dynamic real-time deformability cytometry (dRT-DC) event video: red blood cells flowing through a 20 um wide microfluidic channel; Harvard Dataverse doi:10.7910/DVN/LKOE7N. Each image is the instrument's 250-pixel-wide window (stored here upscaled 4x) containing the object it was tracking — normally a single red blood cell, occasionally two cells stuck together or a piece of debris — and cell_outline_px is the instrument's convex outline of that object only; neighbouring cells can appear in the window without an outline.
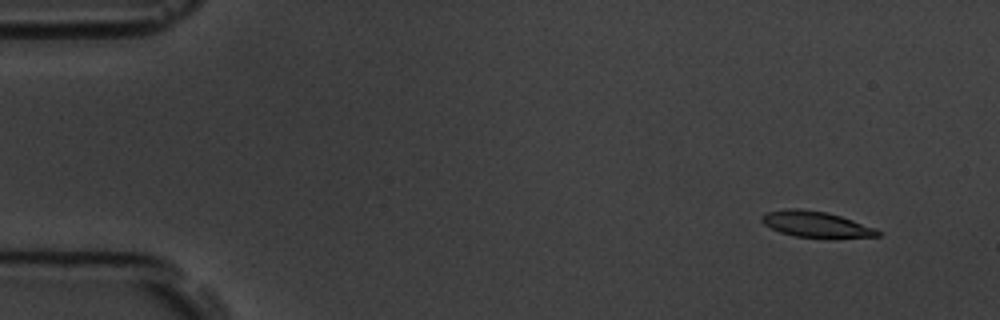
{"species": "common noctule bat (a hibernating species)", "species_latin": "Nyctalus noctula", "temperature_condition": "room temperature", "stored_images_in_passage": 5, "camera_frame_rate_fps": 3000, "um_per_image_px": 0.085, "animal": {"sex": "male", "body_mass_g": 19.5, "forearm_length_mm": 54.6}, "frame": {"image": 1, "passage_image": 2, "time_ms": 1.0, "image_size_px": [1000, 320], "cell_outline_px": [[880, 236], [836, 240], [832, 240], [792, 236], [780, 232], [764, 224], [760, 220], [760, 216], [764, 212], [784, 208], [796, 208], [828, 212], [876, 228], [880, 232]], "centroid_in_image_um": [69.37, 19.1], "position_along_channel_um": 15.6, "area_um2": 18.38}}
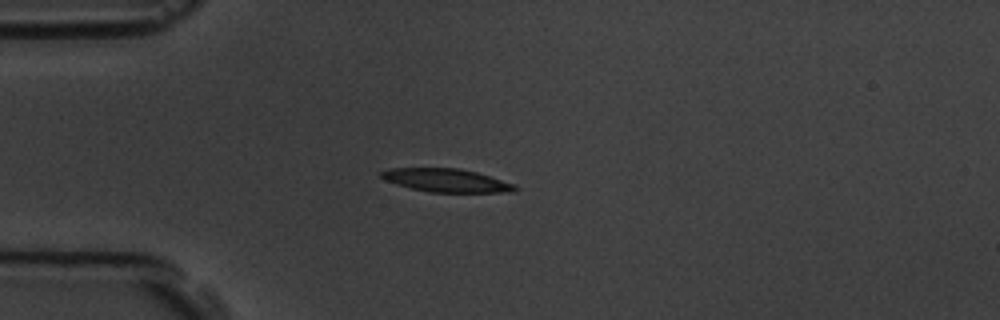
{"frame": {"image": 2, "passage_image": 5, "time_ms": 4.333, "image_size_px": [1000, 320], "cell_outline_px": [[520, 188], [516, 192], [428, 192], [396, 184], [384, 180], [380, 176], [380, 172], [388, 168], [460, 168], [476, 172], [516, 184]], "centroid_in_image_um": [37.97, 15.33], "position_along_channel_um": 47.0, "area_um2": 18.26}}